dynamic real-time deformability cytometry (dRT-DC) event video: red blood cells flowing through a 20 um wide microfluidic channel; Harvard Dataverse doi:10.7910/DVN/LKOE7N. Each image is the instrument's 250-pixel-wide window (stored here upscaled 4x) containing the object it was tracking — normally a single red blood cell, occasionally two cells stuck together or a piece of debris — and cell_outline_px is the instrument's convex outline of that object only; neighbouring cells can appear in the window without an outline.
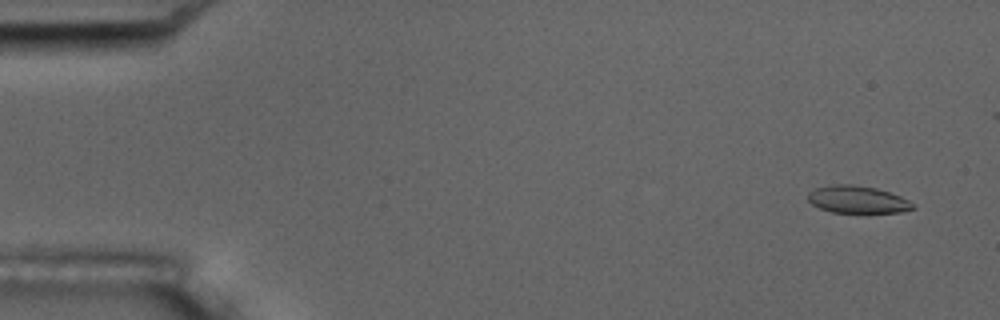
{"species": "common noctule bat (a hibernating species)", "species_latin": "Nyctalus noctula", "temperature_condition": "room temperature", "stored_images_in_passage": 5, "camera_frame_rate_fps": 3000, "um_per_image_px": 0.085, "animal": {"sex": "male", "body_mass_g": 17.5, "forearm_length_mm": 52.3}, "frame": {"image": 1, "passage_image": 1, "time_ms": 0.0, "image_size_px": [1000, 320], "cell_outline_px": [[916, 208], [900, 212], [868, 216], [832, 212], [820, 208], [812, 204], [808, 200], [808, 192], [816, 188], [832, 184], [852, 184], [876, 188], [900, 196], [916, 204]], "centroid_in_image_um": [72.94, 17.02], "position_along_channel_um": 12.1, "area_um2": 17.63}}